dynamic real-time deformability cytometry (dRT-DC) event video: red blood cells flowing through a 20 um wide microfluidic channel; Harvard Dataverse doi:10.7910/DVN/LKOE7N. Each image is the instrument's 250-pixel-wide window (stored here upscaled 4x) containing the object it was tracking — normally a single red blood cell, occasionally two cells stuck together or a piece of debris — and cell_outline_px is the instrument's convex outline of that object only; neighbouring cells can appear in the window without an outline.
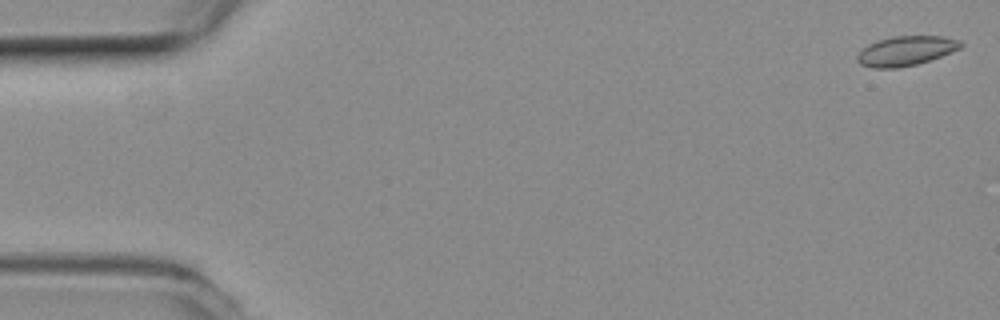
{"species": "common noctule bat (a hibernating species)", "species_latin": "Nyctalus noctula", "temperature_condition": "room temperature", "stored_images_in_passage": 19, "camera_frame_rate_fps": 3000, "um_per_image_px": 0.085, "animal": {"sex": "female", "body_mass_g": 19.3, "forearm_length_mm": 54.1}, "frame": {"image": 1, "passage_image": 1, "time_ms": 0.0, "image_size_px": [1000, 320], "cell_outline_px": [[964, 44], [960, 48], [940, 56], [916, 64], [896, 68], [872, 68], [860, 64], [856, 60], [856, 56], [868, 44], [892, 36], [944, 36], [960, 40]], "centroid_in_image_um": [76.99, 4.32], "position_along_channel_um": 8.0, "area_um2": 17.69}}
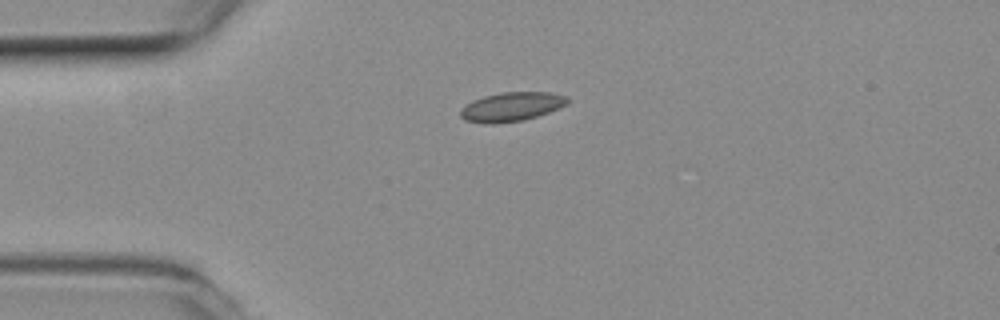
{"frame": {"image": 2, "passage_image": 13, "time_ms": 4.0, "image_size_px": [1000, 320], "cell_outline_px": [[568, 104], [560, 108], [524, 120], [496, 124], [488, 124], [464, 120], [460, 116], [460, 108], [472, 100], [484, 96], [500, 92], [552, 92], [568, 96]], "centroid_in_image_um": [43.47, 9.07], "position_along_channel_um": 41.5, "area_um2": 18.38}}
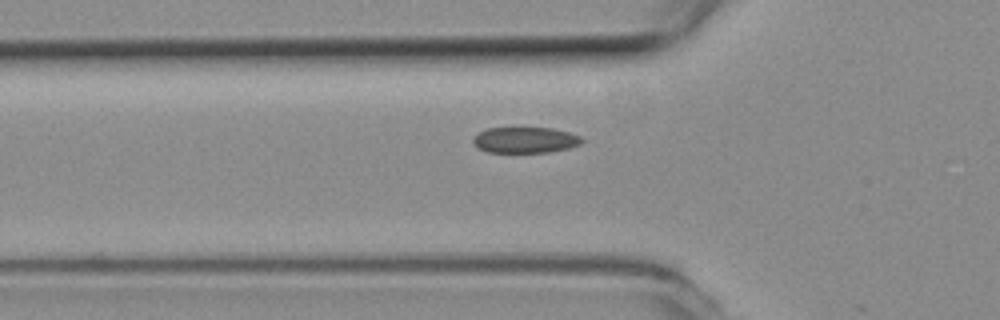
{"frame": {"image": 3, "passage_image": 18, "time_ms": 5.667, "image_size_px": [1000, 320], "cell_outline_px": [[584, 140], [580, 144], [568, 148], [548, 152], [488, 152], [480, 148], [472, 140], [480, 132], [488, 128], [552, 128], [568, 132], [580, 136]], "centroid_in_image_um": [44.68, 11.9], "position_along_channel_um": 81.1, "area_um2": 16.13}}